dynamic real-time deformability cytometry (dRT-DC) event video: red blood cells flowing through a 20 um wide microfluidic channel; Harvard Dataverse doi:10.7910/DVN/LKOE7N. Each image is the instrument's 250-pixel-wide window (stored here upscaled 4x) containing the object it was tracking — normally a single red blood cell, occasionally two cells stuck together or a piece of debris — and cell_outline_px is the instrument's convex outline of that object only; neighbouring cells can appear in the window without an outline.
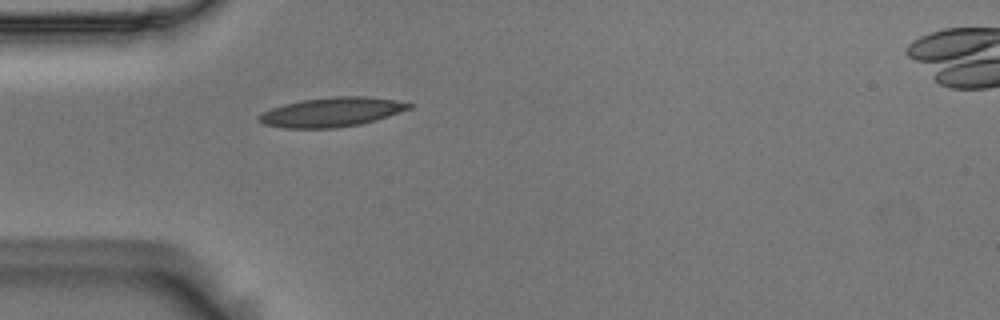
{"species": "Egyptian fruit bat (a non-hibernating species)", "species_latin": "Rousettus aegyptiacus", "temperature_condition": "room temperature", "stored_images_in_passage": 2, "camera_frame_rate_fps": 3000, "um_per_image_px": 0.085, "animal": {"sex": "male"}, "frame": {"image": 1, "passage_image": 1, "time_ms": 0.0, "image_size_px": [1000, 320], "cell_outline_px": [[412, 108], [376, 120], [360, 124], [336, 128], [284, 128], [264, 124], [256, 120], [256, 116], [272, 108], [284, 104], [304, 100], [332, 96], [368, 96], [396, 100], [412, 104]], "centroid_in_image_um": [28.19, 9.53], "position_along_channel_um": 56.8, "area_um2": 25.66}}